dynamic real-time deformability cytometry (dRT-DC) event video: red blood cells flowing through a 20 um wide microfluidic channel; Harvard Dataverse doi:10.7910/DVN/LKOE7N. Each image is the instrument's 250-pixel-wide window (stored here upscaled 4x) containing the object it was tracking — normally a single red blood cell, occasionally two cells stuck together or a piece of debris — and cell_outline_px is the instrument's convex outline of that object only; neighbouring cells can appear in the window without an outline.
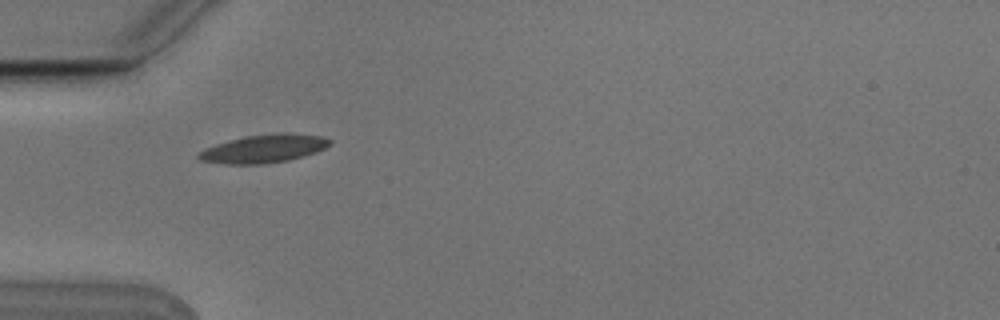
{"species": "Egyptian fruit bat (a non-hibernating species)", "species_latin": "Rousettus aegyptiacus", "temperature_condition": "cold", "stored_images_in_passage": 5, "camera_frame_rate_fps": 3000, "um_per_image_px": 0.085, "animal": {"sex": "male"}, "frame": {"image": 1, "passage_image": 2, "time_ms": 0.333, "image_size_px": [1000, 320], "cell_outline_px": [[332, 144], [316, 152], [304, 156], [288, 160], [260, 164], [224, 164], [200, 160], [196, 156], [200, 152], [216, 144], [228, 140], [248, 136], [284, 132], [324, 136], [332, 140]], "centroid_in_image_um": [22.48, 12.63], "position_along_channel_um": 62.5, "area_um2": 21.44}}
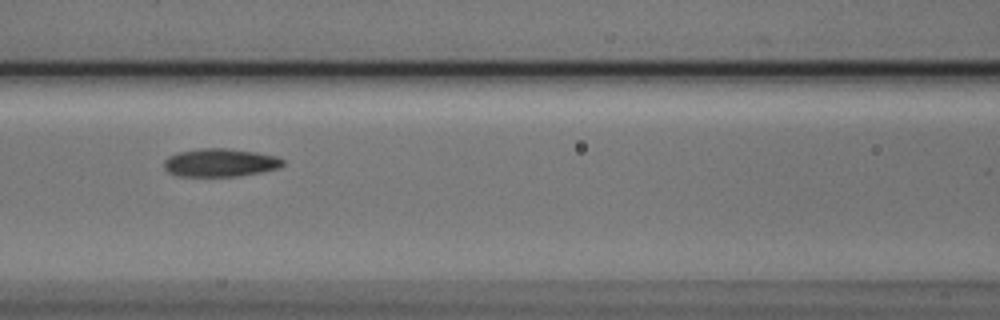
{"frame": {"image": 2, "passage_image": 4, "time_ms": 1.0, "image_size_px": [1000, 320], "cell_outline_px": [[284, 164], [280, 168], [260, 172], [236, 176], [180, 176], [168, 172], [164, 168], [164, 160], [168, 156], [176, 152], [200, 148], [228, 148], [256, 152], [276, 156], [284, 160]], "centroid_in_image_um": [18.7, 13.81], "position_along_channel_um": 147.9, "area_um2": 19.59}}
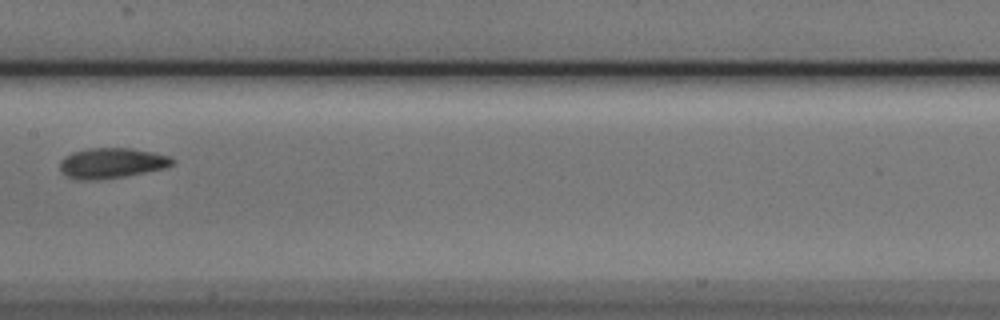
{"frame": {"image": 3, "passage_image": 5, "time_ms": 1.333, "image_size_px": [1000, 320], "cell_outline_px": [[176, 160], [172, 164], [164, 168], [124, 176], [100, 180], [76, 180], [60, 172], [60, 160], [64, 156], [72, 152], [88, 148], [132, 148], [172, 156]], "centroid_in_image_um": [9.47, 13.86], "position_along_channel_um": 197.9, "area_um2": 20.06}}